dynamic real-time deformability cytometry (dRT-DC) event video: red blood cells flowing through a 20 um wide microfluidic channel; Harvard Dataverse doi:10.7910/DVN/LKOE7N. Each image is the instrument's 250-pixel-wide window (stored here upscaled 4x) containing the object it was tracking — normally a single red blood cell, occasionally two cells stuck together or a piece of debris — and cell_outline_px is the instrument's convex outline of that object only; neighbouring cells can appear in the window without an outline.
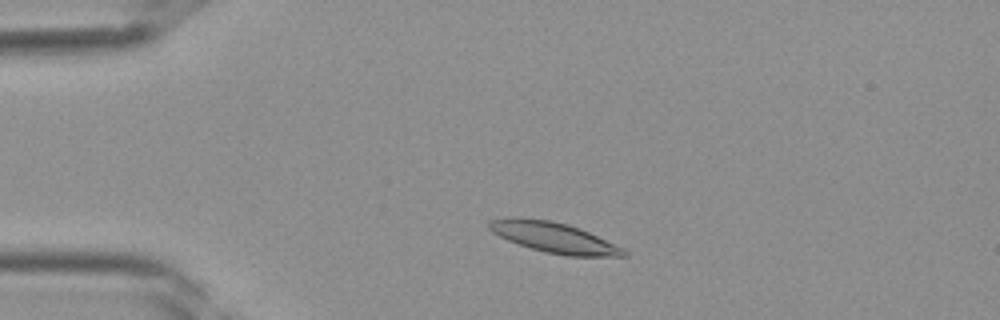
{"species": "Egyptian fruit bat (a non-hibernating species)", "species_latin": "Rousettus aegyptiacus", "temperature_condition": "room temperature", "stored_images_in_passage": 34, "camera_frame_rate_fps": 3000, "um_per_image_px": 0.085, "frame": {"image": 1, "passage_image": 4, "time_ms": 1.0, "image_size_px": [1000, 320], "cell_outline_px": [[628, 256], [568, 256], [544, 252], [508, 240], [492, 232], [488, 228], [488, 220], [508, 216], [516, 216], [552, 220], [568, 224], [580, 228], [624, 248], [628, 252]], "centroid_in_image_um": [47.06, 20.16], "position_along_channel_um": 37.9, "area_um2": 24.1}}
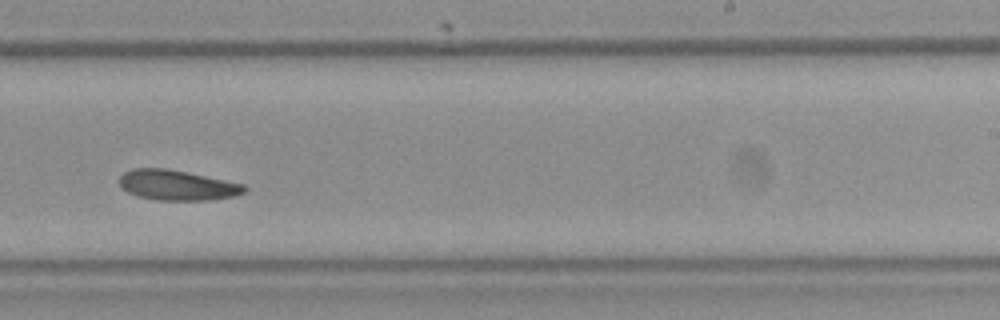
{"frame": {"image": 2, "passage_image": 20, "time_ms": 6.333, "image_size_px": [1000, 320], "cell_outline_px": [[248, 188], [244, 192], [236, 196], [212, 200], [156, 200], [136, 196], [128, 192], [120, 184], [120, 176], [124, 172], [132, 168], [168, 168], [188, 172], [244, 184]], "centroid_in_image_um": [15.08, 15.74], "position_along_channel_um": 273.9, "area_um2": 22.14}}
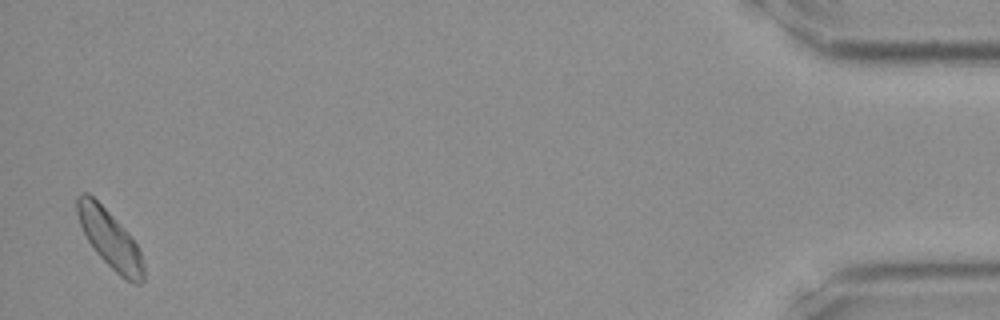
{"frame": {"image": 3, "passage_image": 34, "time_ms": 11.0, "image_size_px": [1000, 320], "cell_outline_px": [[144, 280], [140, 284], [132, 284], [120, 276], [96, 252], [88, 240], [80, 224], [76, 212], [76, 196], [80, 192], [88, 192], [124, 228], [136, 244], [140, 252], [144, 264]], "centroid_in_image_um": [9.34, 20.32], "position_along_channel_um": 425.9, "area_um2": 22.14}}